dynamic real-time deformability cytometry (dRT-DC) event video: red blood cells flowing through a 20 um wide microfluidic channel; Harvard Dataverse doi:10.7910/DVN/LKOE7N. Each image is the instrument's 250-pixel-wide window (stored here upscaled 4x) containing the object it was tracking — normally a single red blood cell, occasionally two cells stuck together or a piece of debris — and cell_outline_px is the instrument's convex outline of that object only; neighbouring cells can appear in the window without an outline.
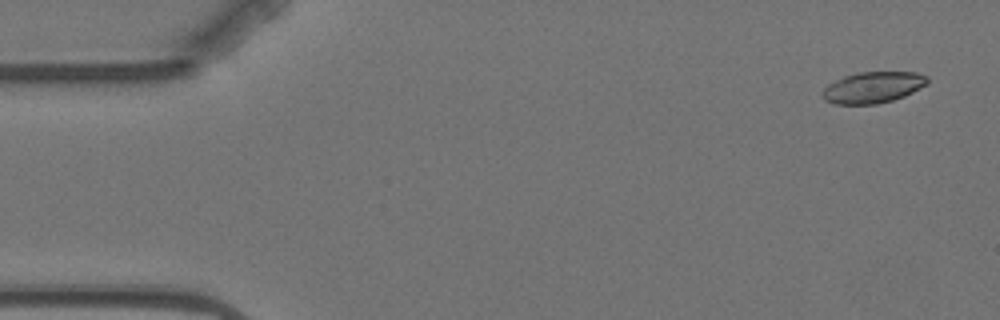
{"species": "Egyptian fruit bat (a non-hibernating species)", "species_latin": "Rousettus aegyptiacus", "temperature_condition": "warm", "stored_images_in_passage": 4, "camera_frame_rate_fps": 3000, "um_per_image_px": 0.085, "animal": {"sex": "female"}, "frame": {"image": 1, "passage_image": 1, "time_ms": 0.0, "image_size_px": [1000, 320], "cell_outline_px": [[928, 84], [904, 96], [892, 100], [876, 104], [832, 104], [824, 100], [820, 92], [828, 84], [844, 76], [856, 72], [916, 72], [928, 76]], "centroid_in_image_um": [74.18, 7.43], "position_along_channel_um": 10.8, "area_um2": 19.25}}
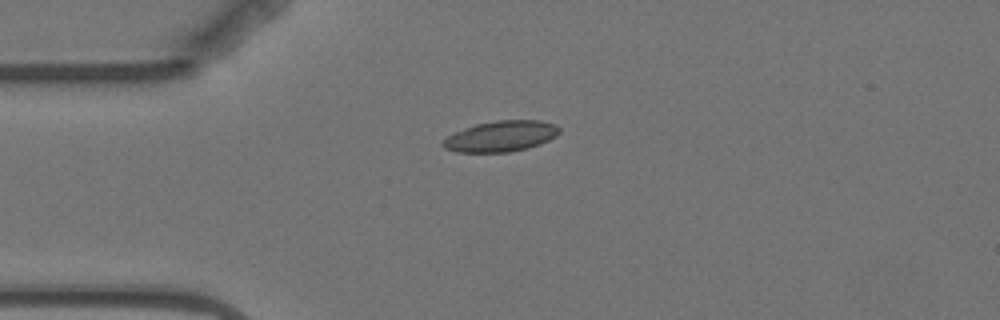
{"frame": {"image": 2, "passage_image": 4, "time_ms": 3.667, "image_size_px": [1000, 320], "cell_outline_px": [[560, 132], [556, 136], [540, 144], [528, 148], [508, 152], [456, 152], [444, 148], [440, 144], [448, 136], [464, 128], [476, 124], [496, 120], [540, 120], [556, 124], [560, 128]], "centroid_in_image_um": [42.59, 11.58], "position_along_channel_um": 42.4, "area_um2": 20.92}}